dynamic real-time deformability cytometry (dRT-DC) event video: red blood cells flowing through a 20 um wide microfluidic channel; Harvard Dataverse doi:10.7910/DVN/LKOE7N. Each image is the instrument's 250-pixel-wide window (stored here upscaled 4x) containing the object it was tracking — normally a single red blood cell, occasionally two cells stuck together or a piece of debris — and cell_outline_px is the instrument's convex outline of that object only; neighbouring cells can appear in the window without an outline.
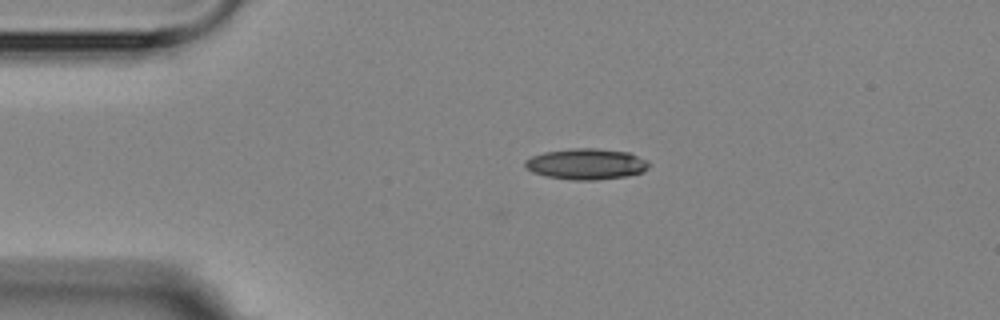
{"species": "Egyptian fruit bat (a non-hibernating species)", "species_latin": "Rousettus aegyptiacus", "temperature_condition": "room temperature", "stored_images_in_passage": 3, "camera_frame_rate_fps": 3000, "um_per_image_px": 0.085, "animal": {"sex": "female"}, "frame": {"image": 1, "passage_image": 1, "time_ms": 0.0, "image_size_px": [1000, 320], "cell_outline_px": [[652, 164], [644, 172], [624, 176], [596, 180], [576, 180], [548, 176], [532, 172], [524, 164], [524, 160], [532, 156], [544, 152], [576, 148], [596, 148], [628, 152], [648, 160]], "centroid_in_image_um": [49.88, 13.93], "position_along_channel_um": 35.1, "area_um2": 22.25}}
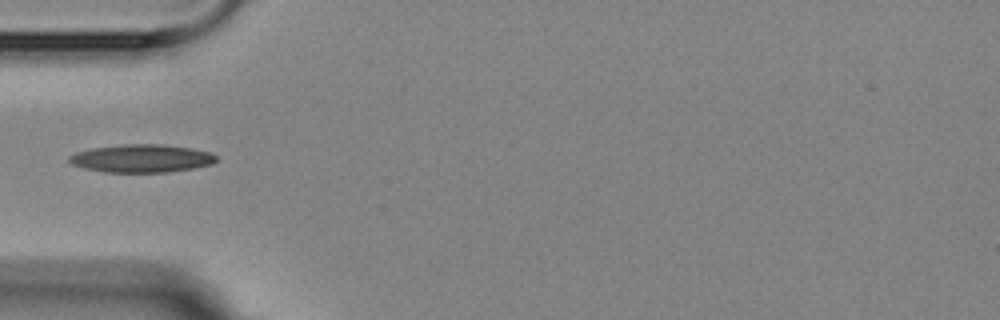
{"frame": {"image": 2, "passage_image": 3, "time_ms": 2.0, "image_size_px": [1000, 320], "cell_outline_px": [[216, 160], [212, 164], [192, 168], [168, 172], [104, 172], [84, 168], [72, 164], [68, 160], [68, 156], [76, 152], [92, 148], [124, 144], [164, 144], [192, 148], [208, 152], [216, 156]], "centroid_in_image_um": [12.01, 13.46], "position_along_channel_um": 73.0, "area_um2": 23.93}}